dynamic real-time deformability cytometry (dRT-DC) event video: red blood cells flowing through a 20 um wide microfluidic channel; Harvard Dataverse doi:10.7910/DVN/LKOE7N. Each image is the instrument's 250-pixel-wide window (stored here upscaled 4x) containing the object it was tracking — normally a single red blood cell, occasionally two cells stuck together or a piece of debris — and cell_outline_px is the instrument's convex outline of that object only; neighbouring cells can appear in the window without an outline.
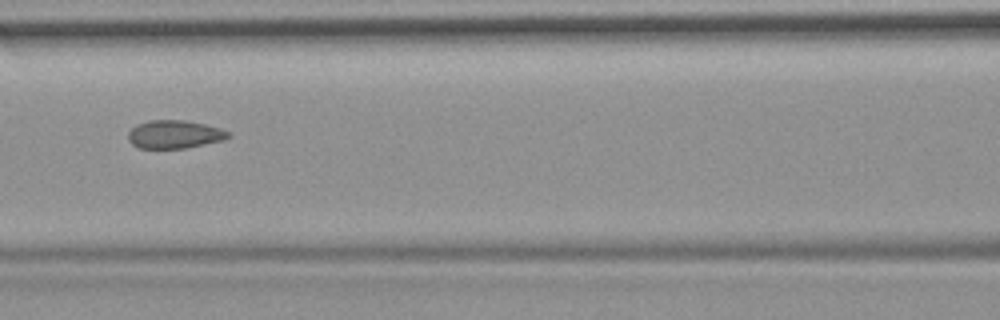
{"species": "common noctule bat (a hibernating species)", "species_latin": "Nyctalus noctula", "temperature_condition": "room temperature", "stored_images_in_passage": 15, "camera_frame_rate_fps": 3000, "um_per_image_px": 0.085, "animal": {"sex": "female", "body_mass_g": 19.9}, "frame": {"image": 1, "passage_image": 7, "time_ms": 2.0, "image_size_px": [1000, 320], "cell_outline_px": [[232, 136], [224, 140], [184, 148], [140, 148], [132, 144], [128, 140], [128, 132], [136, 124], [148, 120], [184, 120], [204, 124], [220, 128], [228, 132]], "centroid_in_image_um": [14.82, 11.41], "position_along_channel_um": 151.8, "area_um2": 16.42}}
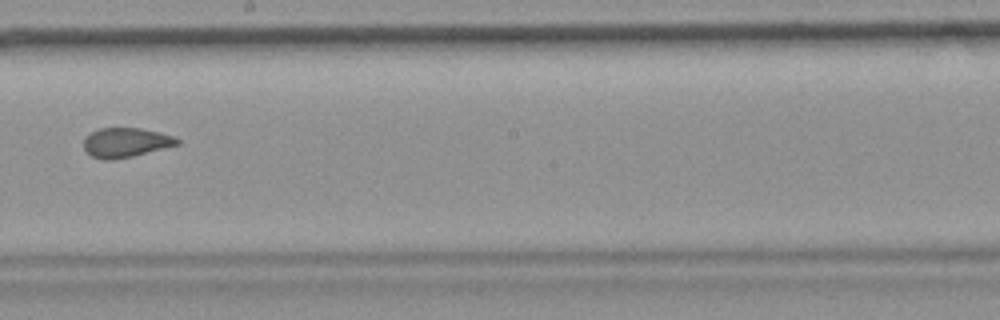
{"frame": {"image": 2, "passage_image": 9, "time_ms": 2.667, "image_size_px": [1000, 320], "cell_outline_px": [[180, 144], [132, 156], [112, 160], [104, 160], [92, 156], [84, 148], [84, 136], [100, 128], [140, 128], [172, 136], [180, 140]], "centroid_in_image_um": [10.66, 12.11], "position_along_channel_um": 237.5, "area_um2": 15.84}}